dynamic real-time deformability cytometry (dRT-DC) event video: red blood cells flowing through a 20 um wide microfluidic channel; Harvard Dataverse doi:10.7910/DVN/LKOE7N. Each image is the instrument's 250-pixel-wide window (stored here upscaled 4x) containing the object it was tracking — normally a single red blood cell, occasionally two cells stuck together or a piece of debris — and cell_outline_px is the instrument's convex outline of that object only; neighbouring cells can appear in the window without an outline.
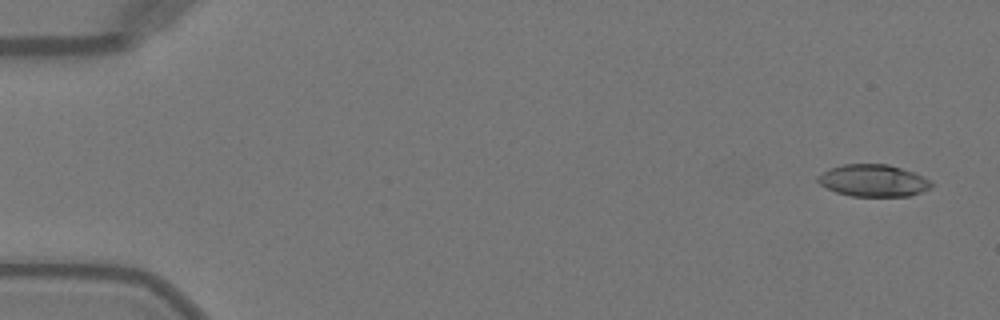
{"species": "Egyptian fruit bat (a non-hibernating species)", "species_latin": "Rousettus aegyptiacus", "temperature_condition": "warm", "stored_images_in_passage": 49, "camera_frame_rate_fps": 3000, "um_per_image_px": 0.085, "animal": {"sex": "female"}, "frame": {"image": 1, "passage_image": 1, "time_ms": 0.0, "image_size_px": [1000, 320], "cell_outline_px": [[932, 188], [908, 196], [852, 196], [836, 192], [820, 184], [816, 180], [816, 176], [832, 168], [844, 164], [888, 164], [924, 176], [932, 184]], "centroid_in_image_um": [74.22, 15.35], "position_along_channel_um": 10.8, "area_um2": 20.98}}
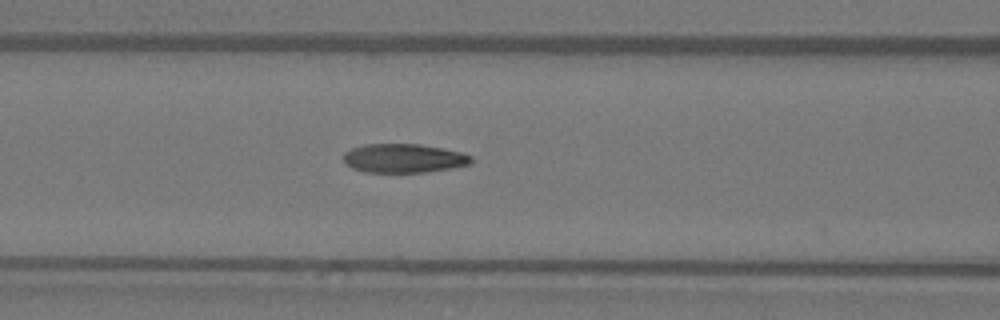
{"frame": {"image": 2, "passage_image": 20, "time_ms": 6.333, "image_size_px": [1000, 320], "cell_outline_px": [[472, 164], [452, 168], [428, 172], [364, 172], [352, 168], [344, 164], [340, 156], [344, 152], [352, 148], [364, 144], [420, 144], [460, 152], [472, 156]], "centroid_in_image_um": [34.26, 13.46], "position_along_channel_um": 132.3, "area_um2": 21.79}}
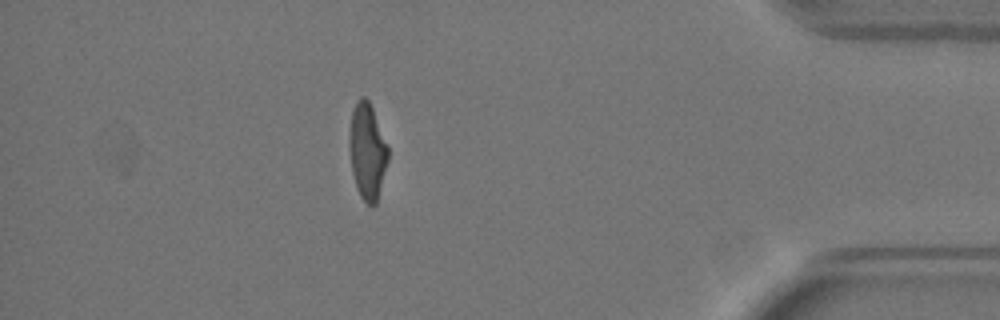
{"frame": {"image": 3, "passage_image": 43, "time_ms": 14.0, "image_size_px": [1000, 320], "cell_outline_px": [[388, 160], [376, 204], [368, 204], [360, 196], [356, 188], [352, 172], [348, 148], [348, 136], [352, 108], [360, 96], [364, 96], [368, 100], [372, 108], [388, 144]], "centroid_in_image_um": [31.19, 12.82], "position_along_channel_um": 404.0, "area_um2": 21.91}, "authors_computed_cell_mechanics": {"area_um2": 21.9062, "velocity_mm_per_s": 4.0959, "shape_relaxation_time_tau1_ms": 6.0004, "shape_relaxation_time_tau2_ms": 1.4212, "deformation_change_tau1": 0.2383, "deformation_change_tau2": 0.0838}}